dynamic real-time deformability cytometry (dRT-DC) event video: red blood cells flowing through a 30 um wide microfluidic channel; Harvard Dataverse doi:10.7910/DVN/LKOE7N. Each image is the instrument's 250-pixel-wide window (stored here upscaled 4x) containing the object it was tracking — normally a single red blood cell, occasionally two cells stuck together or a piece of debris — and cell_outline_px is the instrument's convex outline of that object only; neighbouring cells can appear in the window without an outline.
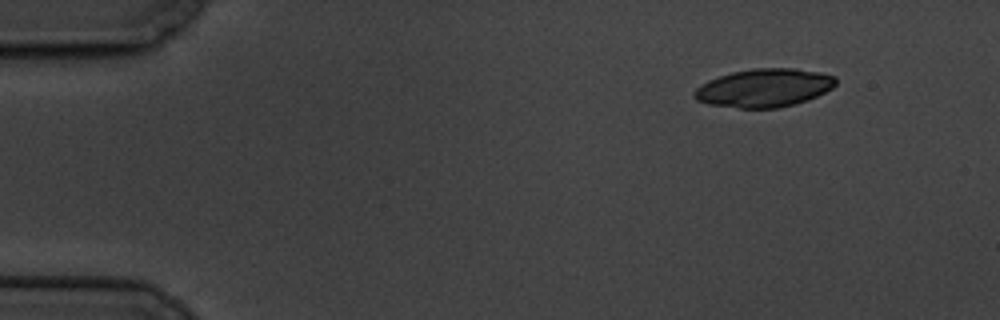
{"species": "common noctule bat (a hibernating species)", "species_latin": "Nyctalus noctula", "temperature_condition": "cold", "stored_images_in_passage": 4, "camera_frame_rate_fps": 3000, "um_per_image_px": 0.085, "animal": {"sex": "male", "body_mass_g": 19.5, "forearm_length_mm": 54.6}, "frame": {"image": 1, "passage_image": 1, "time_ms": 0.0, "image_size_px": [1000, 320], "cell_outline_px": [[836, 84], [832, 88], [808, 100], [796, 104], [776, 108], [740, 108], [708, 104], [696, 100], [692, 96], [692, 92], [696, 88], [708, 80], [732, 72], [752, 68], [796, 68], [820, 72], [836, 76]], "centroid_in_image_um": [64.95, 7.47], "position_along_channel_um": 20.1, "area_um2": 31.73}}